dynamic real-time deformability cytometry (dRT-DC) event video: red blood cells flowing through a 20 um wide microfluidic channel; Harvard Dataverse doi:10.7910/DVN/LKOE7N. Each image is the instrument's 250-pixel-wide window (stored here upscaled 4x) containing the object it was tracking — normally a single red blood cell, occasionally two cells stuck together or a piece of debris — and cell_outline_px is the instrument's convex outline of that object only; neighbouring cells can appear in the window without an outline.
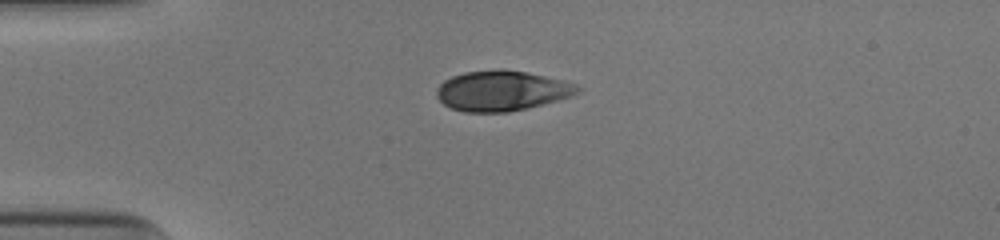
{"species": "human", "species_latin": "Homo sapiens", "temperature_condition": "cold", "stored_images_in_passage": 40, "camera_frame_rate_fps": 3000, "um_per_image_px": 0.085, "donor": {"sex": "male"}, "frame": {"image": 1, "passage_image": 1, "time_ms": 0.0, "image_size_px": [1000, 240], "cell_outline_px": [[584, 88], [580, 92], [572, 96], [528, 108], [508, 112], [464, 112], [452, 108], [444, 104], [436, 96], [436, 88], [444, 80], [452, 76], [464, 72], [524, 72], [564, 80], [576, 84]], "centroid_in_image_um": [42.68, 7.75], "position_along_channel_um": 42.3, "area_um2": 32.37}}
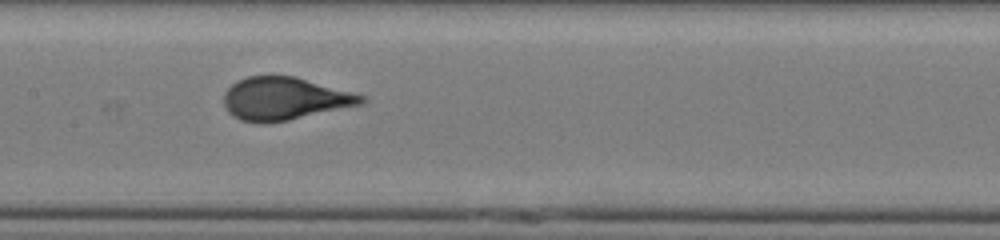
{"frame": {"image": 2, "passage_image": 14, "time_ms": 4.333, "image_size_px": [1000, 240], "cell_outline_px": [[368, 100], [364, 104], [288, 120], [260, 124], [240, 120], [232, 116], [228, 112], [224, 104], [224, 92], [236, 80], [248, 76], [296, 76], [368, 96]], "centroid_in_image_um": [24.21, 8.39], "position_along_channel_um": 183.2, "area_um2": 34.68}}
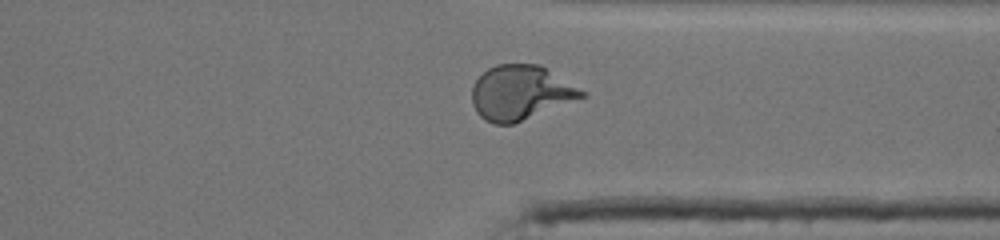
{"frame": {"image": 3, "passage_image": 28, "time_ms": 9.0, "image_size_px": [1000, 240], "cell_outline_px": [[588, 96], [512, 124], [492, 124], [484, 120], [476, 112], [472, 104], [472, 88], [476, 80], [488, 68], [496, 64], [540, 64], [588, 92]], "centroid_in_image_um": [44.27, 7.87], "position_along_channel_um": 367.1, "area_um2": 35.14}, "authors_computed_cell_mechanics": {"area_um2": 34.3621, "velocity_mm_per_s": 3.9434, "shape_relaxation_time_tau1_ms": 3.8642, "shape_relaxation_time_tau2_ms": null, "deformation_change_tau1": 0.1906, "deformation_change_tau2": null}}